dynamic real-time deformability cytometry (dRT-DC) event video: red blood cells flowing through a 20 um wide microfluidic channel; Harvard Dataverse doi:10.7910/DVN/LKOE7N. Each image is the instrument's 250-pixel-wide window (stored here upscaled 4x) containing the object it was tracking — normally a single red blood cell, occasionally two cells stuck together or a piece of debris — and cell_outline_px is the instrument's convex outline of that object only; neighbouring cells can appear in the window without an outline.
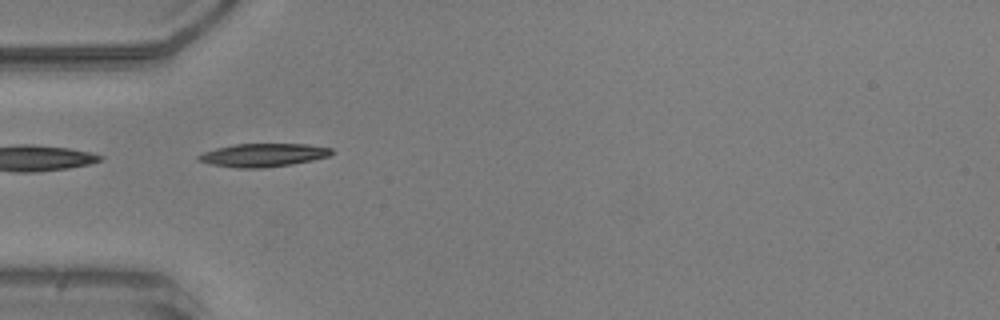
{"species": "common noctule bat (a hibernating species)", "species_latin": "Nyctalus noctula", "temperature_condition": "warm", "stored_images_in_passage": 36, "camera_frame_rate_fps": 3000, "um_per_image_px": 0.085, "animal": {"sex": "male", "body_mass_g": 20.5, "forearm_length_mm": 52.5}, "frame": {"image": 1, "passage_image": 1, "time_ms": 0.0, "image_size_px": [1000, 320], "cell_outline_px": [[332, 152], [328, 156], [312, 160], [292, 164], [264, 168], [236, 168], [208, 164], [196, 160], [196, 156], [204, 152], [216, 148], [236, 144], [308, 144], [332, 148]], "centroid_in_image_um": [22.32, 13.19], "position_along_channel_um": 62.7, "area_um2": 18.09}}
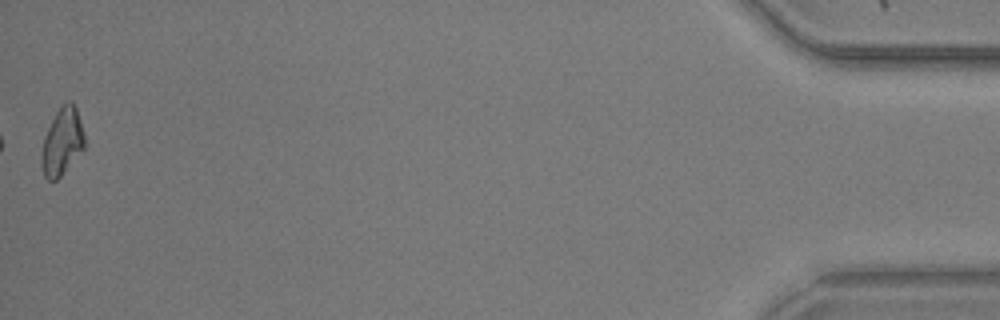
{"frame": {"image": 2, "passage_image": 36, "time_ms": 11.667, "image_size_px": [1000, 320], "cell_outline_px": [[84, 148], [60, 176], [56, 180], [48, 180], [44, 176], [40, 164], [40, 156], [44, 136], [56, 112], [68, 100], [72, 100], [76, 108], [84, 132]], "centroid_in_image_um": [5.26, 12.05], "position_along_channel_um": 429.9, "area_um2": 16.7}, "authors_computed_cell_mechanics": {"area_um2": 16.9354, "velocity_mm_per_s": 3.9669, "shape_relaxation_time_tau1_ms": 2.0417, "shape_relaxation_time_tau2_ms": 7.167, "deformation_change_tau1": 0.1593, "deformation_change_tau2": 0.1806}}